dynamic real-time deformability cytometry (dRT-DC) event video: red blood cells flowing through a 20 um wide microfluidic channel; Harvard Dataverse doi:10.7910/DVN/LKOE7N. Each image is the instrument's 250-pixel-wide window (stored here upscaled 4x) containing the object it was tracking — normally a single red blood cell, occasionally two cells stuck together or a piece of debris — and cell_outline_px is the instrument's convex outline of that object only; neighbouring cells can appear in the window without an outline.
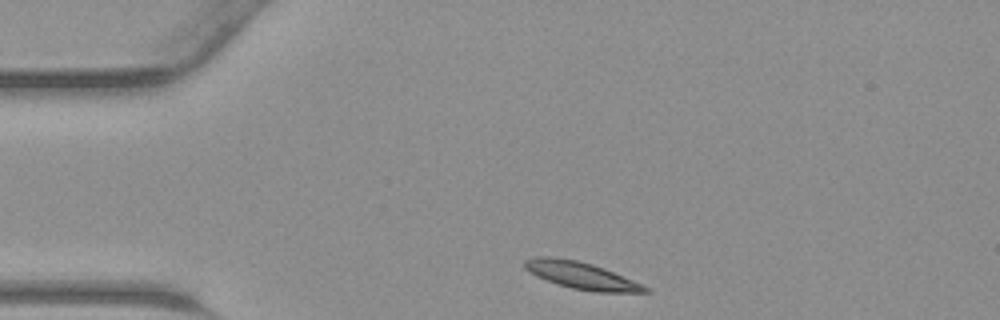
{"species": "common noctule bat (a hibernating species)", "species_latin": "Nyctalus noctula", "temperature_condition": "warm", "stored_images_in_passage": 29, "camera_frame_rate_fps": 3000, "um_per_image_px": 0.085, "animal": {"sex": "male", "body_mass_g": 23.1, "forearm_length_mm": 52.7}, "frame": {"image": 1, "passage_image": 1, "time_ms": 0.0, "image_size_px": [1000, 320], "cell_outline_px": [[652, 292], [596, 292], [572, 288], [536, 276], [524, 268], [524, 260], [536, 256], [552, 256], [576, 260], [592, 264], [604, 268], [632, 280], [648, 288]], "centroid_in_image_um": [49.37, 23.4], "position_along_channel_um": 35.6, "area_um2": 18.67}}
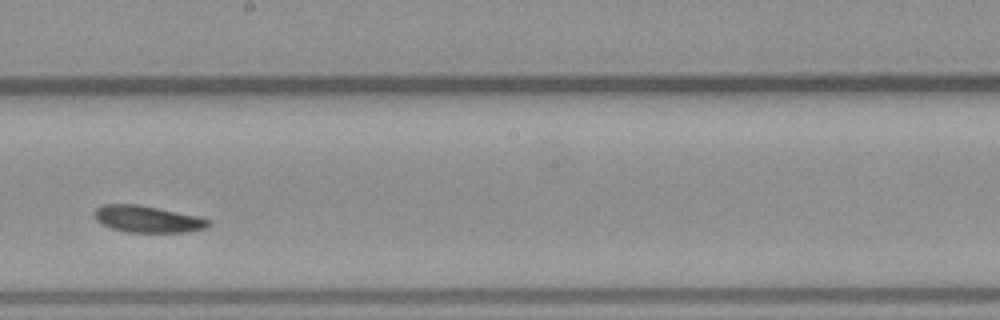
{"frame": {"image": 2, "passage_image": 17, "time_ms": 5.333, "image_size_px": [1000, 320], "cell_outline_px": [[212, 224], [208, 228], [184, 232], [128, 232], [112, 228], [100, 224], [96, 220], [96, 208], [104, 204], [136, 204], [196, 216], [212, 220]], "centroid_in_image_um": [12.57, 18.63], "position_along_channel_um": 235.6, "area_um2": 17.57}}
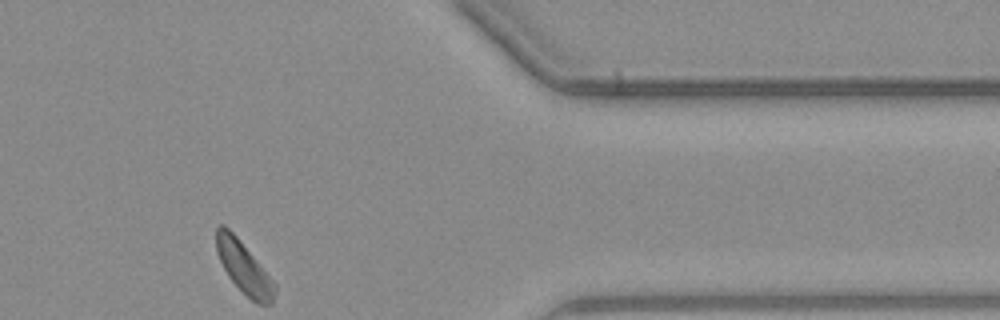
{"frame": {"image": 3, "passage_image": 29, "time_ms": 9.333, "image_size_px": [1000, 320], "cell_outline_px": [[276, 292], [272, 304], [256, 304], [228, 276], [216, 252], [216, 228], [220, 224], [224, 224], [236, 236], [276, 284]], "centroid_in_image_um": [20.73, 22.74], "position_along_channel_um": 390.7, "area_um2": 17.22}}